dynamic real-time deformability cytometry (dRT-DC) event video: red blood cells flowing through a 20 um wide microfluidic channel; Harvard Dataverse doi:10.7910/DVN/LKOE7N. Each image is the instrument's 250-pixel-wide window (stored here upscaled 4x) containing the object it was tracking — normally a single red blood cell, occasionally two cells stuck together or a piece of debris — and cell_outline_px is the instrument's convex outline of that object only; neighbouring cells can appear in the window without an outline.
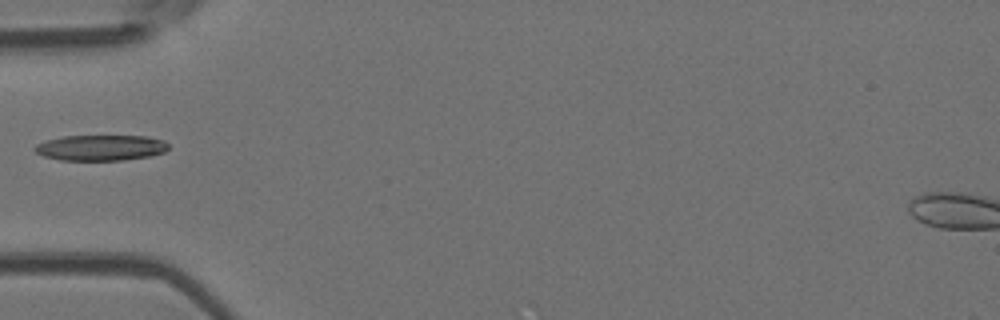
{"species": "Egyptian fruit bat (a non-hibernating species)", "species_latin": "Rousettus aegyptiacus", "temperature_condition": "room temperature", "stored_images_in_passage": 1, "camera_frame_rate_fps": 3000, "um_per_image_px": 0.085, "animal": {"sex": "female"}, "frame": {"image": 1, "passage_image": 1, "time_ms": 0.0, "image_size_px": [1000, 320], "cell_outline_px": [[168, 148], [164, 152], [148, 156], [124, 160], [60, 160], [44, 156], [36, 152], [32, 148], [36, 144], [44, 140], [64, 136], [148, 136], [164, 140], [168, 144]], "centroid_in_image_um": [8.54, 12.55], "position_along_channel_um": 76.5, "area_um2": 20.06}}